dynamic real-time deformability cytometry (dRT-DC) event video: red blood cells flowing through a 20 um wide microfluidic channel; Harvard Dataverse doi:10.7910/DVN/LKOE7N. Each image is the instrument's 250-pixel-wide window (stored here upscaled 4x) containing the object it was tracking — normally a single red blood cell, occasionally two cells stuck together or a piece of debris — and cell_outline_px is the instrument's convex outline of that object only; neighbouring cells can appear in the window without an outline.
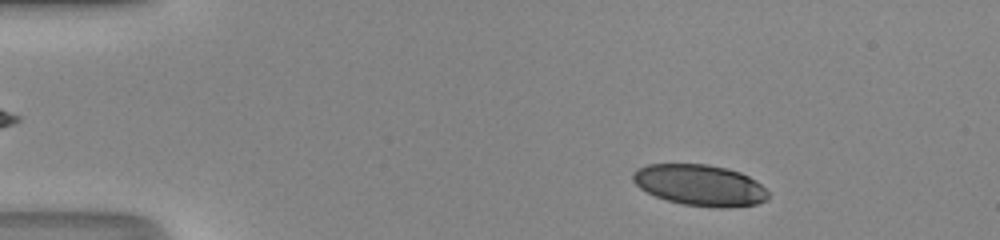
{"species": "human", "species_latin": "Homo sapiens", "temperature_condition": "room temperature", "stored_images_in_passage": 45, "camera_frame_rate_fps": 3000, "um_per_image_px": 0.085, "donor": {"sex": "male"}, "frame": {"image": 1, "passage_image": 4, "time_ms": 1.0, "image_size_px": [1000, 240], "cell_outline_px": [[768, 200], [756, 204], [728, 208], [716, 208], [684, 204], [668, 200], [656, 196], [640, 188], [632, 180], [632, 172], [636, 168], [648, 164], [708, 164], [728, 168], [740, 172], [756, 180], [768, 192]], "centroid_in_image_um": [59.5, 15.73], "position_along_channel_um": 25.5, "area_um2": 32.6}}
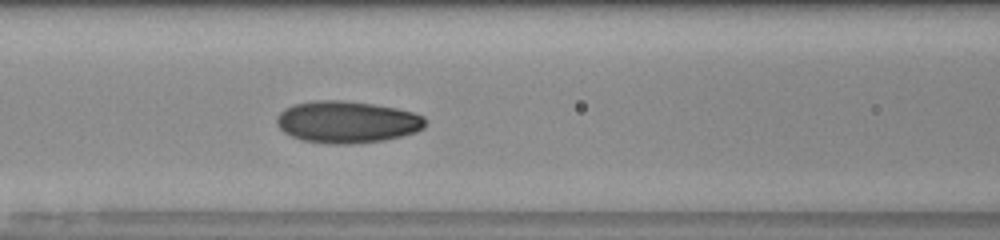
{"frame": {"image": 2, "passage_image": 18, "time_ms": 5.667, "image_size_px": [1000, 240], "cell_outline_px": [[424, 128], [416, 132], [404, 136], [384, 140], [348, 144], [332, 144], [300, 140], [284, 132], [276, 124], [276, 116], [284, 108], [292, 104], [312, 100], [344, 100], [372, 104], [396, 108], [412, 112], [424, 116]], "centroid_in_image_um": [29.46, 10.36], "position_along_channel_um": 137.1, "area_um2": 36.53}}
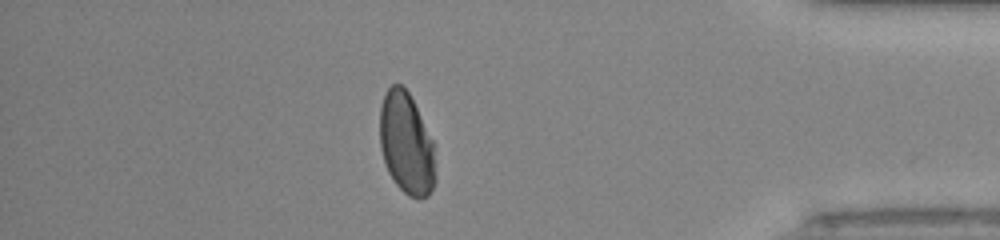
{"frame": {"image": 3, "passage_image": 39, "time_ms": 12.667, "image_size_px": [1000, 240], "cell_outline_px": [[436, 180], [428, 196], [420, 200], [408, 196], [396, 184], [388, 172], [380, 148], [380, 108], [384, 96], [388, 88], [392, 84], [400, 84], [408, 92], [432, 140], [436, 176]], "centroid_in_image_um": [34.54, 12.25], "position_along_channel_um": 400.7, "area_um2": 32.77}, "authors_computed_cell_mechanics": {"area_um2": 34.5066, "velocity_mm_per_s": 4.2769, "shape_relaxation_time_tau1_ms": 6.2216, "shape_relaxation_time_tau2_ms": 0.9024, "deformation_change_tau1": 0.1971, "deformation_change_tau2": 0.0492}}